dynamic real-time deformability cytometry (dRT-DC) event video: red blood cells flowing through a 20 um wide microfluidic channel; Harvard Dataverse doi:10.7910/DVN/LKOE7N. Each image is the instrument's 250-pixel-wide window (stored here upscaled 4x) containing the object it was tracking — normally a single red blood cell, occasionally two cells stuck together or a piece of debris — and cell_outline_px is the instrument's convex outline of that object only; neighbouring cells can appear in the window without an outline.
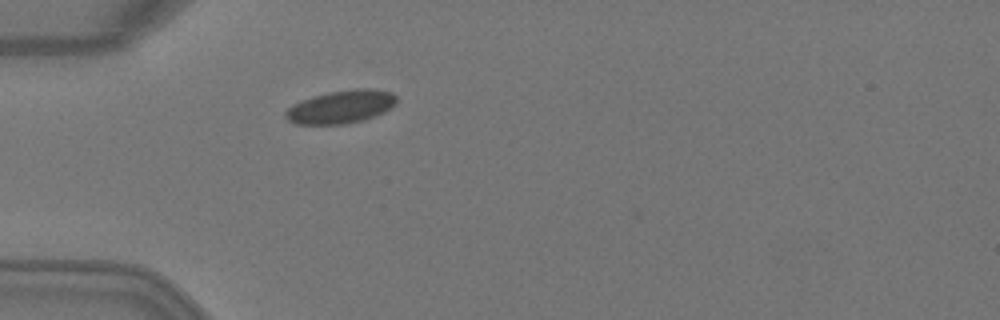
{"species": "Egyptian fruit bat (a non-hibernating species)", "species_latin": "Rousettus aegyptiacus", "temperature_condition": "warm", "stored_images_in_passage": 3, "camera_frame_rate_fps": 3000, "um_per_image_px": 0.085, "animal": {"sex": "female"}, "frame": {"image": 1, "passage_image": 3, "time_ms": 0.667, "image_size_px": [1000, 320], "cell_outline_px": [[396, 104], [384, 112], [364, 120], [348, 124], [296, 124], [288, 120], [284, 116], [284, 112], [292, 104], [312, 96], [328, 92], [356, 88], [372, 88], [392, 92], [396, 96]], "centroid_in_image_um": [28.98, 9.07], "position_along_channel_um": 56.0, "area_um2": 21.62}}